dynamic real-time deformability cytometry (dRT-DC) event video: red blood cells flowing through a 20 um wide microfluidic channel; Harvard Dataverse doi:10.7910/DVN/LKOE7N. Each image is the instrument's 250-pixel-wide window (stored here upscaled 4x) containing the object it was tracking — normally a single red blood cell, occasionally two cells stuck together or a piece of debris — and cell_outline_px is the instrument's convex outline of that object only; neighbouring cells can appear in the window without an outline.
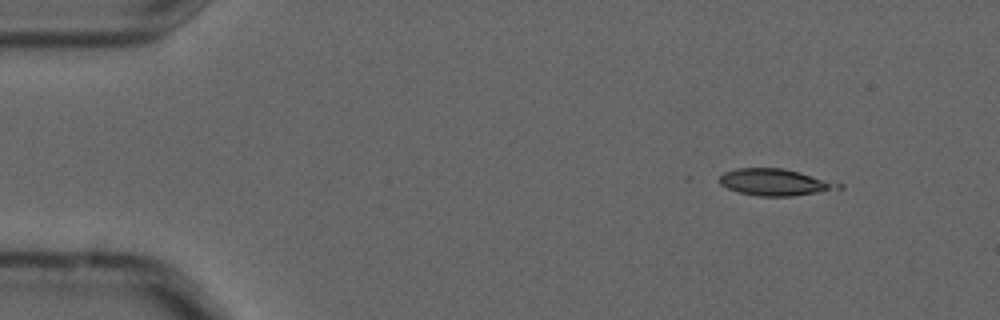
{"species": "common noctule bat (a hibernating species)", "species_latin": "Nyctalus noctula", "temperature_condition": "cold", "stored_images_in_passage": 4, "segment_of_instrument_passage": [1, 2], "camera_frame_rate_fps": 3000, "um_per_image_px": 0.085, "animal": {"sex": "male", "forearm_length_mm": 52.5}, "frame": {"image": 1, "passage_image": 1, "time_ms": 0.0, "image_size_px": [1000, 320], "cell_outline_px": [[828, 188], [816, 192], [792, 196], [756, 196], [736, 192], [720, 184], [720, 176], [724, 172], [736, 168], [784, 168], [800, 172], [820, 180], [828, 184]], "centroid_in_image_um": [65.51, 15.48], "position_along_channel_um": 19.5, "area_um2": 17.22}}
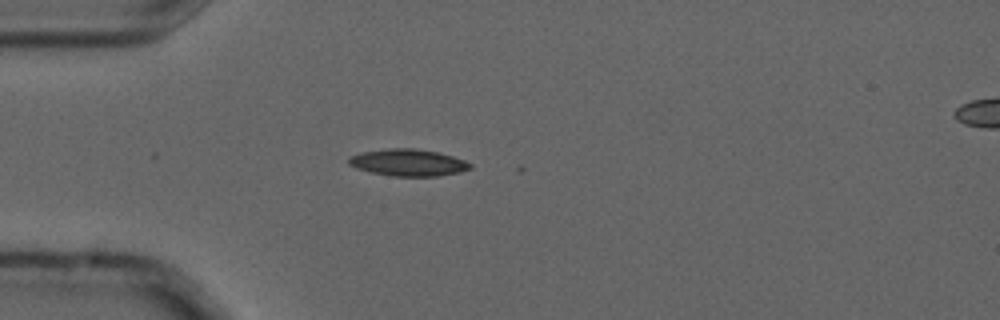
{"frame": {"image": 2, "passage_image": 3, "time_ms": 0.667, "image_size_px": [1000, 320], "cell_outline_px": [[472, 168], [460, 172], [436, 176], [392, 176], [372, 172], [356, 168], [348, 164], [348, 160], [352, 156], [364, 152], [388, 148], [412, 148], [436, 152], [452, 156], [464, 160], [472, 164]], "centroid_in_image_um": [34.71, 13.82], "position_along_channel_um": 50.3, "area_um2": 18.79}}